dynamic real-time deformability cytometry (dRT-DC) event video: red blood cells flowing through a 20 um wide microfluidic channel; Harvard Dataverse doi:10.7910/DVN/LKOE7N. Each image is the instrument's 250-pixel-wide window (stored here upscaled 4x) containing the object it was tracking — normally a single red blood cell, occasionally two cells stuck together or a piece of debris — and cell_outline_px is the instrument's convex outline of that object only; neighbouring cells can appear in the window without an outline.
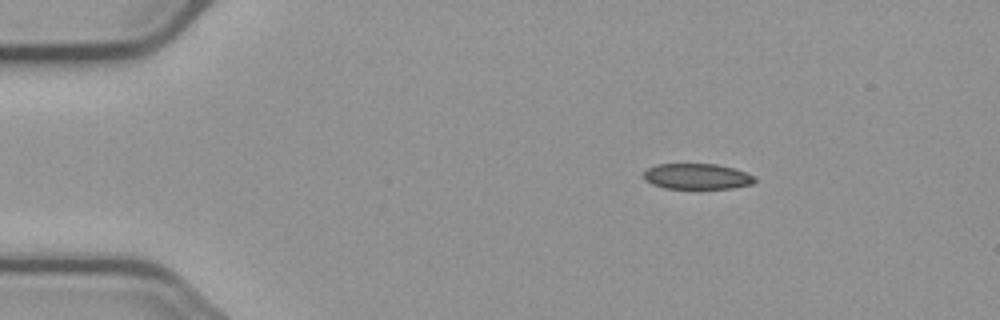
{"species": "common noctule bat (a hibernating species)", "species_latin": "Nyctalus noctula", "temperature_condition": "cold", "stored_images_in_passage": 53, "camera_frame_rate_fps": 3000, "um_per_image_px": 0.085, "animal": {"sex": "male", "body_mass_g": 23.1, "forearm_length_mm": 52.7}, "frame": {"image": 1, "passage_image": 7, "time_ms": 2.0, "image_size_px": [1000, 320], "cell_outline_px": [[756, 180], [752, 184], [732, 188], [664, 188], [652, 184], [644, 180], [644, 172], [648, 168], [656, 164], [716, 164], [732, 168], [744, 172], [752, 176]], "centroid_in_image_um": [59.2, 14.99], "position_along_channel_um": 25.8, "area_um2": 16.42}}
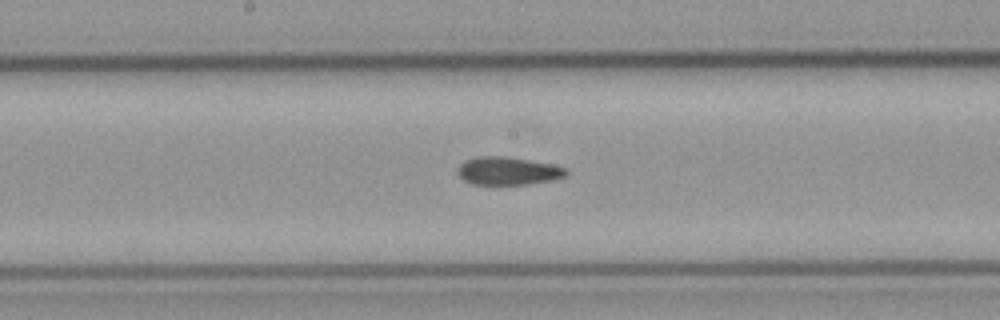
{"frame": {"image": 2, "passage_image": 27, "time_ms": 8.667, "image_size_px": [1000, 320], "cell_outline_px": [[568, 172], [564, 176], [548, 180], [528, 184], [472, 184], [464, 180], [456, 172], [460, 164], [468, 160], [480, 156], [504, 156], [552, 164], [568, 168]], "centroid_in_image_um": [43.17, 14.52], "position_along_channel_um": 205.0, "area_um2": 17.4}}
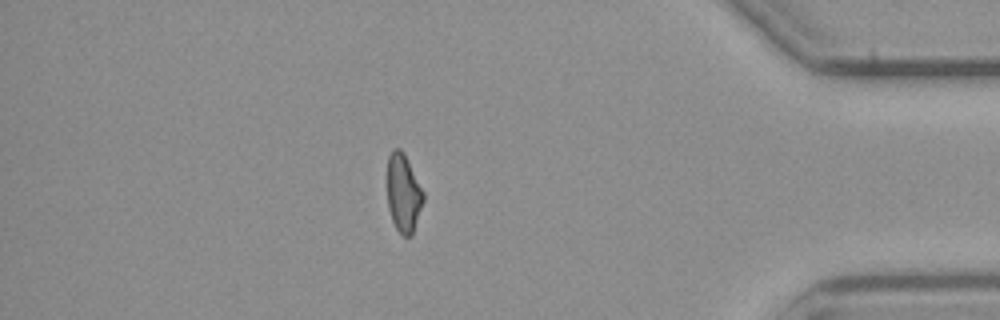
{"frame": {"image": 3, "passage_image": 46, "time_ms": 15.0, "image_size_px": [1000, 320], "cell_outline_px": [[424, 200], [412, 236], [404, 236], [396, 228], [392, 220], [388, 208], [388, 156], [392, 148], [400, 148], [404, 152], [424, 192]], "centroid_in_image_um": [34.3, 16.4], "position_along_channel_um": 400.9, "area_um2": 16.47}, "authors_computed_cell_mechanics": {"area_um2": 17.5134, "velocity_mm_per_s": 3.7291, "shape_relaxation_time_tau1_ms": null, "shape_relaxation_time_tau2_ms": 3.8772, "deformation_change_tau1": null, "deformation_change_tau2": 0.1019}}